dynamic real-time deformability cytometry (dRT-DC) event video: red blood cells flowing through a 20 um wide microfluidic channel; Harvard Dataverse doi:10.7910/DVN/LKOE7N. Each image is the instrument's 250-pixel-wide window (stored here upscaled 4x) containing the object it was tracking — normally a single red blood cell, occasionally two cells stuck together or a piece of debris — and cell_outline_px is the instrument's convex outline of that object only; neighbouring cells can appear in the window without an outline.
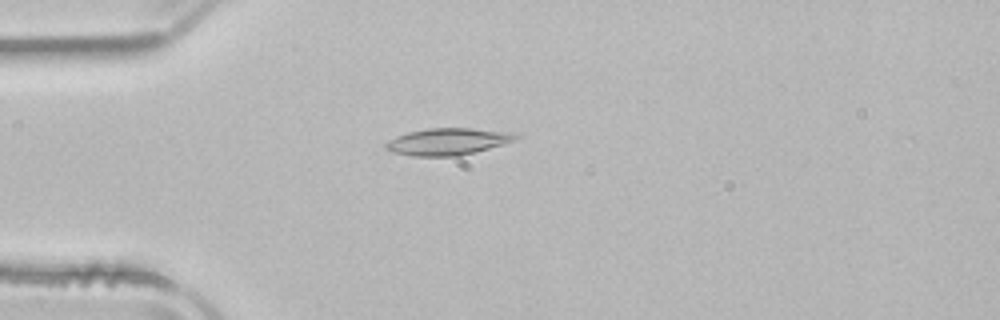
{"species": "common noctule bat (a hibernating species)", "species_latin": "Nyctalus noctula", "temperature_condition": "room temperature", "stored_images_in_passage": 41, "camera_frame_rate_fps": 3000, "um_per_image_px": 0.085, "animal": {"sex": "male", "body_mass_g": 21.5, "forearm_length_mm": 52.0}, "frame": {"image": 1, "passage_image": 3, "time_ms": 0.667, "image_size_px": [1000, 320], "cell_outline_px": [[520, 136], [516, 140], [504, 144], [460, 156], [412, 156], [392, 152], [384, 148], [384, 144], [388, 140], [396, 136], [408, 132], [428, 128], [472, 128], [520, 132]], "centroid_in_image_um": [38.11, 12.02], "position_along_channel_um": 46.9, "area_um2": 20.75}}
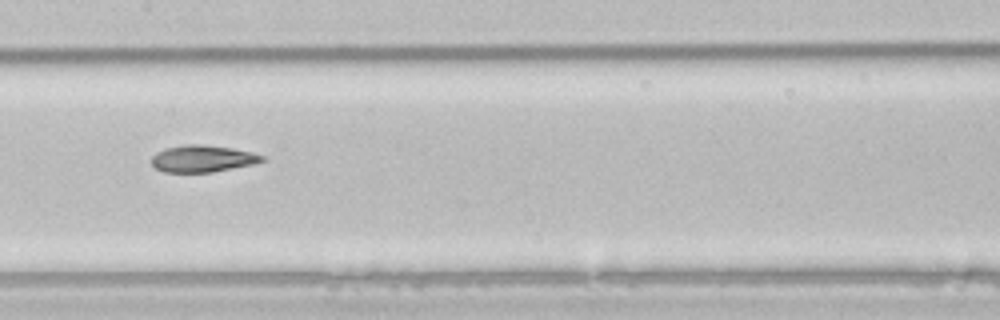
{"frame": {"image": 2, "passage_image": 15, "time_ms": 4.667, "image_size_px": [1000, 320], "cell_outline_px": [[268, 160], [252, 164], [212, 172], [164, 172], [156, 168], [152, 164], [152, 156], [156, 152], [164, 148], [184, 144], [200, 144], [232, 148], [252, 152], [264, 156]], "centroid_in_image_um": [17.22, 13.47], "position_along_channel_um": 190.2, "area_um2": 17.34}}
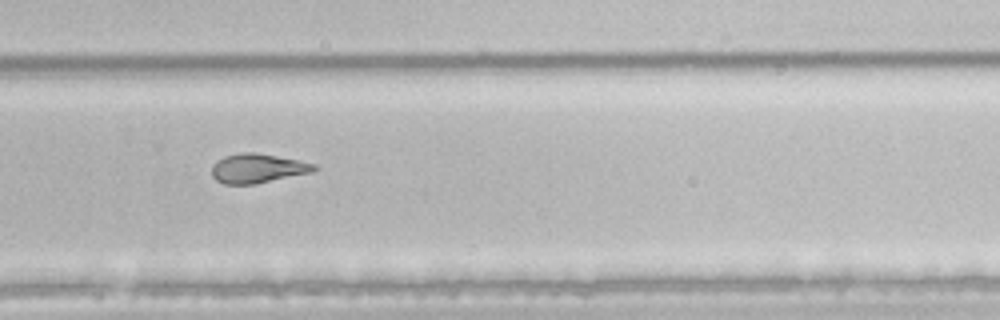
{"frame": {"image": 3, "passage_image": 24, "time_ms": 7.667, "image_size_px": [1000, 320], "cell_outline_px": [[320, 168], [312, 172], [256, 184], [224, 184], [216, 180], [212, 176], [212, 164], [224, 156], [240, 152], [256, 152], [316, 164]], "centroid_in_image_um": [21.89, 14.31], "position_along_channel_um": 307.9, "area_um2": 17.51}, "authors_computed_cell_mechanics": {"area_um2": 17.9758, "velocity_mm_per_s": 3.9442, "shape_relaxation_time_tau1_ms": null, "shape_relaxation_time_tau2_ms": 6.5491, "deformation_change_tau1": null, "deformation_change_tau2": 0.1521}}